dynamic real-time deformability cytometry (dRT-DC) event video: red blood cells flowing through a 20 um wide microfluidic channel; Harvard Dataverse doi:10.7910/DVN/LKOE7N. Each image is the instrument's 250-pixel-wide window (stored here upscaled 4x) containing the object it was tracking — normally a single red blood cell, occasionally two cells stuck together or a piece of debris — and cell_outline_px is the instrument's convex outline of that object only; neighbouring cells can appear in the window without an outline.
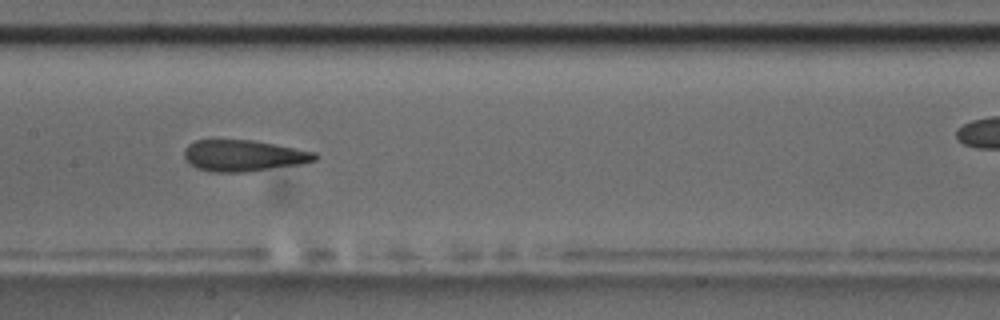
{"species": "common noctule bat (a hibernating species)", "species_latin": "Nyctalus noctula", "temperature_condition": "room temperature", "stored_images_in_passage": 9, "segment_of_instrument_passage": [1, 2], "camera_frame_rate_fps": 3000, "um_per_image_px": 0.085, "animal": {"sex": "male", "body_mass_g": 17.5, "forearm_length_mm": 52.3}, "frame": {"image": 1, "passage_image": 7, "time_ms": 7.667, "image_size_px": [1000, 320], "cell_outline_px": [[320, 156], [316, 160], [300, 164], [244, 172], [212, 172], [196, 168], [188, 164], [184, 156], [184, 148], [188, 144], [196, 140], [252, 140], [316, 152]], "centroid_in_image_um": [20.67, 13.23], "position_along_channel_um": 186.7, "area_um2": 23.87}}
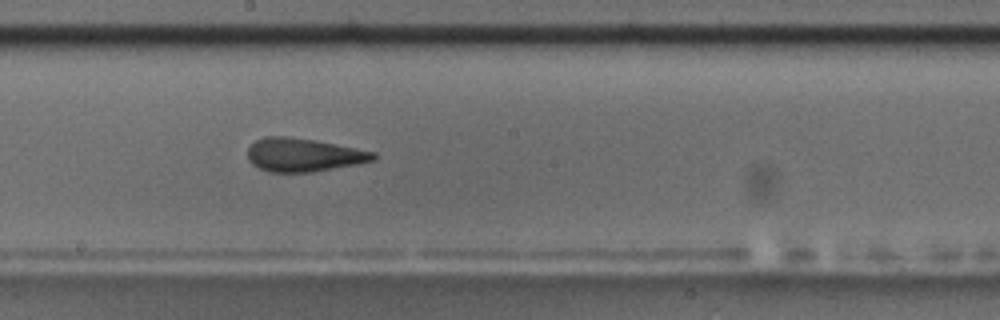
{"frame": {"image": 2, "passage_image": 8, "time_ms": 8.667, "image_size_px": [1000, 320], "cell_outline_px": [[376, 160], [356, 164], [312, 172], [272, 172], [260, 168], [252, 164], [248, 160], [248, 148], [256, 140], [264, 136], [284, 136], [316, 140], [376, 152]], "centroid_in_image_um": [25.8, 13.16], "position_along_channel_um": 222.4, "area_um2": 24.39}}